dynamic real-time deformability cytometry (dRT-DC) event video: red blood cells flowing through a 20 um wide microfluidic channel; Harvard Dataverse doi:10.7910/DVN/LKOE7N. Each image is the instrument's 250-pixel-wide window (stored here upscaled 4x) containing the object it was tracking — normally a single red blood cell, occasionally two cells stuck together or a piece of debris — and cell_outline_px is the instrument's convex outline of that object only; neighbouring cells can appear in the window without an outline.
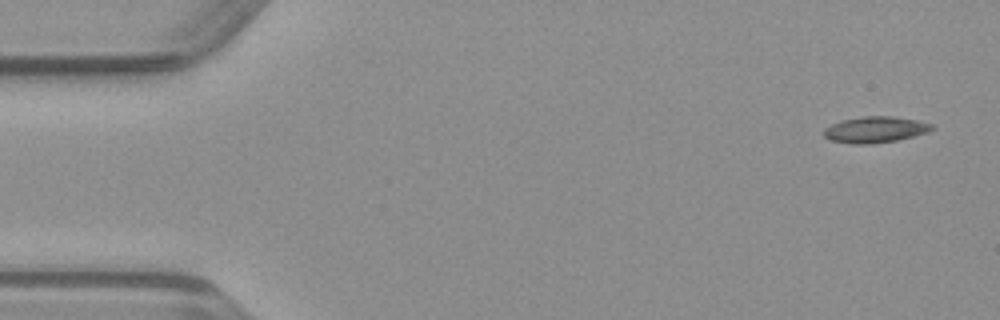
{"species": "common noctule bat (a hibernating species)", "species_latin": "Nyctalus noctula", "temperature_condition": "warm", "stored_images_in_passage": 48, "camera_frame_rate_fps": 3000, "um_per_image_px": 0.085, "animal": {"sex": "male", "body_mass_g": 23.1, "forearm_length_mm": 52.7}, "frame": {"image": 1, "passage_image": 1, "time_ms": 0.0, "image_size_px": [1000, 320], "cell_outline_px": [[936, 128], [928, 132], [896, 140], [868, 144], [856, 144], [832, 140], [824, 136], [824, 128], [840, 120], [864, 116], [892, 116], [916, 120], [932, 124]], "centroid_in_image_um": [74.4, 11.0], "position_along_channel_um": 10.6, "area_um2": 16.3}}
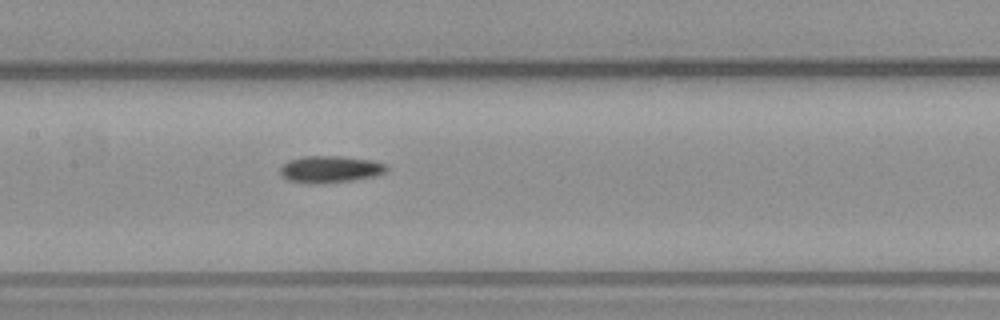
{"frame": {"image": 2, "passage_image": 22, "time_ms": 7.0, "image_size_px": [1000, 320], "cell_outline_px": [[388, 172], [376, 176], [352, 180], [288, 180], [280, 176], [280, 168], [288, 160], [304, 156], [340, 156], [372, 160], [388, 164]], "centroid_in_image_um": [28.16, 14.32], "position_along_channel_um": 179.2, "area_um2": 15.9}}
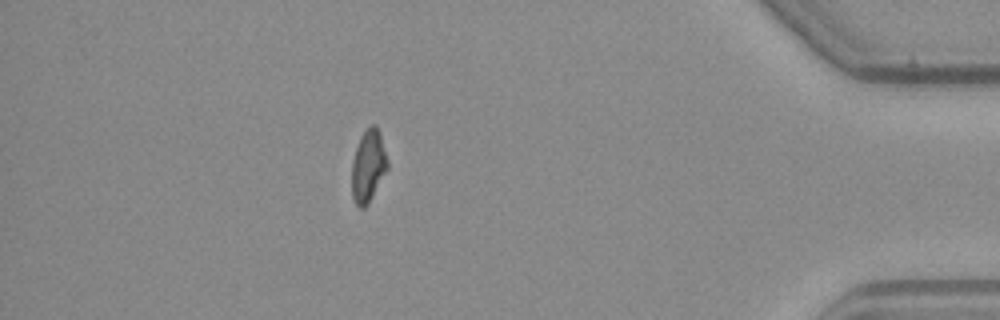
{"frame": {"image": 3, "passage_image": 42, "time_ms": 13.667, "image_size_px": [1000, 320], "cell_outline_px": [[388, 168], [368, 204], [364, 208], [360, 208], [356, 204], [352, 196], [352, 160], [360, 136], [372, 124], [376, 124], [380, 132], [388, 160]], "centroid_in_image_um": [31.3, 14.1], "position_along_channel_um": 403.9, "area_um2": 15.03}}